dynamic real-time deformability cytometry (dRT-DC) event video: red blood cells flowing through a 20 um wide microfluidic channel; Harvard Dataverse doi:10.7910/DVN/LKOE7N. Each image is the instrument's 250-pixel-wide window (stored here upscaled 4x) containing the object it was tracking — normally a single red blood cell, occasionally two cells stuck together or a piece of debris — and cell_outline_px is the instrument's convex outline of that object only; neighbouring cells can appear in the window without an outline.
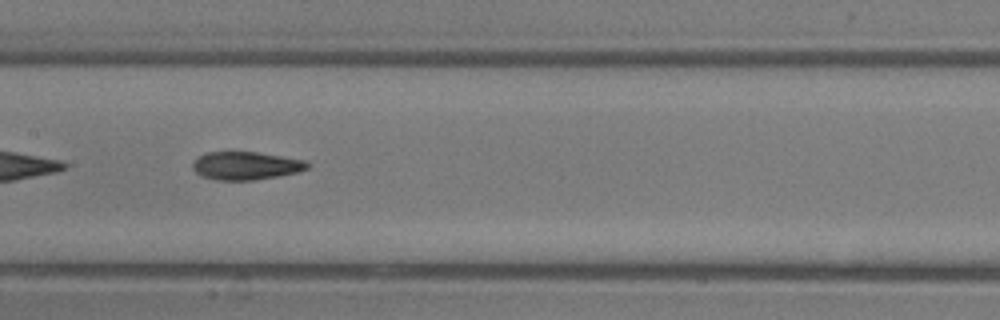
{"species": "common noctule bat (a hibernating species)", "species_latin": "Nyctalus noctula", "temperature_condition": "room temperature", "stored_images_in_passage": 28, "camera_frame_rate_fps": 3000, "um_per_image_px": 0.085, "animal": {"sex": "male", "body_mass_g": 13.3}, "frame": {"image": 1, "passage_image": 9, "time_ms": 2.667, "image_size_px": [1000, 320], "cell_outline_px": [[312, 164], [308, 168], [300, 172], [280, 176], [256, 180], [216, 180], [200, 176], [192, 168], [192, 164], [200, 156], [208, 152], [256, 152], [304, 160]], "centroid_in_image_um": [20.93, 14.1], "position_along_channel_um": 186.5, "area_um2": 18.84}}
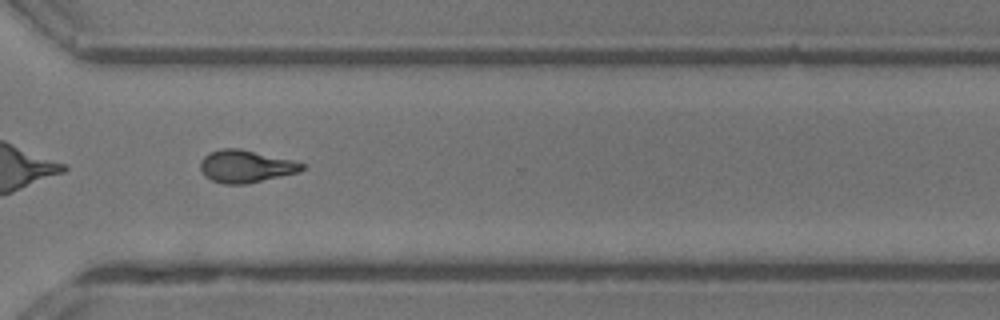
{"frame": {"image": 2, "passage_image": 20, "time_ms": 6.333, "image_size_px": [1000, 320], "cell_outline_px": [[304, 168], [300, 172], [248, 184], [224, 184], [212, 180], [204, 176], [200, 168], [200, 160], [208, 152], [220, 148], [240, 148], [292, 160], [304, 164]], "centroid_in_image_um": [20.86, 14.14], "position_along_channel_um": 349.7, "area_um2": 19.42}, "authors_computed_cell_mechanics": {"area_um2": 19.0451, "velocity_mm_per_s": 4.4613, "shape_relaxation_time_tau1_ms": 3.7793, "shape_relaxation_time_tau2_ms": 1.9305, "deformation_change_tau1": 0.1714, "deformation_change_tau2": 0.0943}}